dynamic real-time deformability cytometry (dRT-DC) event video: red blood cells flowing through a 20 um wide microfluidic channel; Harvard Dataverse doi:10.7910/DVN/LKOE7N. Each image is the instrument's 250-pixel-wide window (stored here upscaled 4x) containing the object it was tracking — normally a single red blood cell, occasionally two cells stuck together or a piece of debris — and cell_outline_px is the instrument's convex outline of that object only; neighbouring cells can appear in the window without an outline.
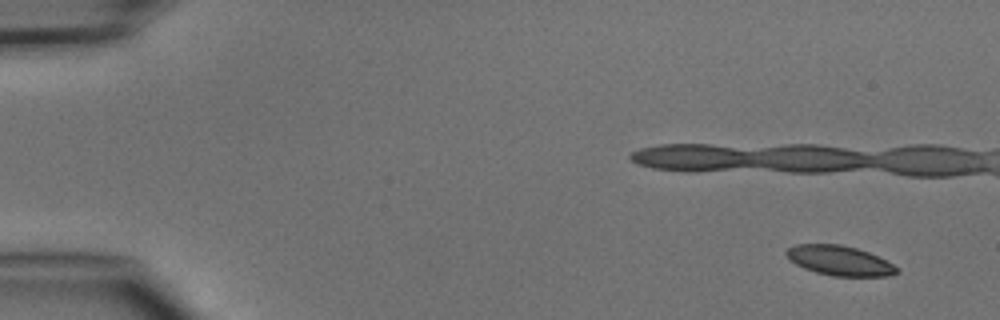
{"species": "common noctule bat (a hibernating species)", "species_latin": "Nyctalus noctula", "temperature_condition": "cold", "stored_images_in_passage": 5, "camera_frame_rate_fps": 3000, "um_per_image_px": 0.085, "animal": {"sex": "male", "body_mass_g": 15.6}, "frame": {"image": 1, "passage_image": 1, "time_ms": 0.0, "image_size_px": [1000, 320], "cell_outline_px": [[900, 272], [888, 276], [832, 276], [816, 272], [804, 268], [788, 260], [784, 252], [788, 248], [796, 244], [840, 244], [856, 248], [868, 252], [900, 268]], "centroid_in_image_um": [71.34, 22.15], "position_along_channel_um": 13.7, "area_um2": 19.19}}